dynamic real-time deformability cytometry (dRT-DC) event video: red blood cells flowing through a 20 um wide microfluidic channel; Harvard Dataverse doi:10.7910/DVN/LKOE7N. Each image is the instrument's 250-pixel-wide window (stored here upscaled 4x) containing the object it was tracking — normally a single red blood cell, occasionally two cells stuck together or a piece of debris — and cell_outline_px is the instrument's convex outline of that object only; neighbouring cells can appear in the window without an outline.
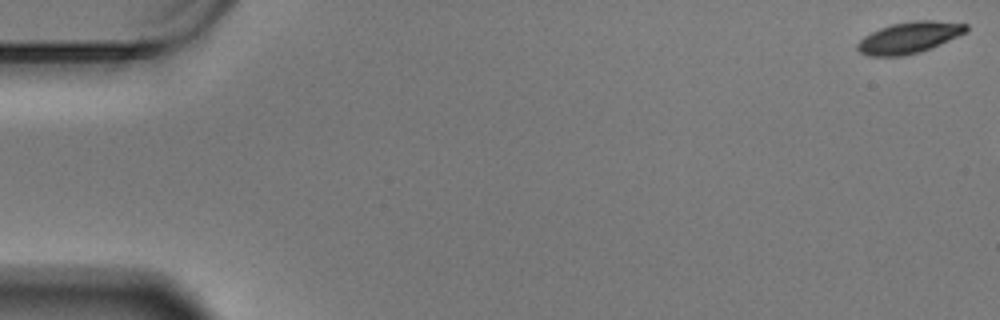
{"species": "Egyptian fruit bat (a non-hibernating species)", "species_latin": "Rousettus aegyptiacus", "temperature_condition": "warm", "stored_images_in_passage": 14, "camera_frame_rate_fps": 3000, "um_per_image_px": 0.085, "animal": {"sex": "male"}, "frame": {"image": 1, "passage_image": 1, "time_ms": 0.0, "image_size_px": [1000, 320], "cell_outline_px": [[968, 32], [940, 44], [920, 52], [904, 56], [868, 56], [860, 52], [856, 48], [856, 44], [864, 36], [880, 28], [892, 24], [912, 20], [932, 20], [968, 24]], "centroid_in_image_um": [77.29, 3.19], "position_along_channel_um": 7.7, "area_um2": 19.94}}